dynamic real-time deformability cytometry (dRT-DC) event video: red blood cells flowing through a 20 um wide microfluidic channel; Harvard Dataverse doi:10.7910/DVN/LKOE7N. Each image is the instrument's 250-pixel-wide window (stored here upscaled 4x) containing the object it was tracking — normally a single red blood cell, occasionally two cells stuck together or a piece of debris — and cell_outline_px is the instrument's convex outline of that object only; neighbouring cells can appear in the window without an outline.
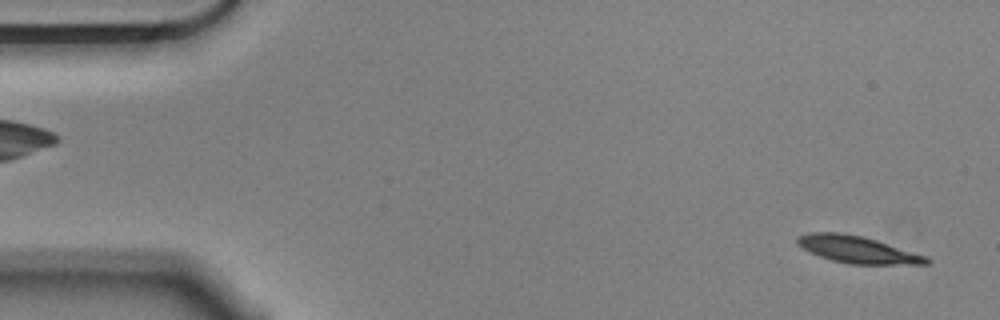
{"species": "Egyptian fruit bat (a non-hibernating species)", "species_latin": "Rousettus aegyptiacus", "temperature_condition": "cold", "stored_images_in_passage": 56, "camera_frame_rate_fps": 3000, "um_per_image_px": 0.085, "animal": {"sex": "male"}, "frame": {"image": 1, "passage_image": 2, "time_ms": 0.333, "image_size_px": [1000, 320], "cell_outline_px": [[932, 260], [928, 264], [852, 264], [832, 260], [820, 256], [796, 244], [796, 236], [808, 232], [840, 232], [864, 236], [928, 256]], "centroid_in_image_um": [72.9, 21.2], "position_along_channel_um": 12.1, "area_um2": 20.4}}
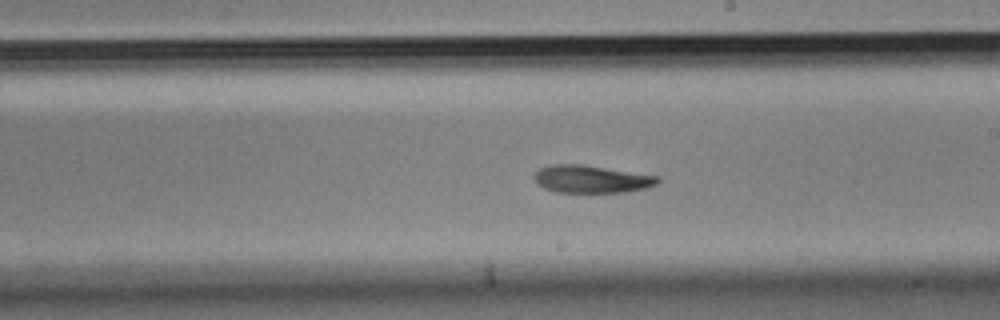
{"frame": {"image": 2, "passage_image": 31, "time_ms": 10.0, "image_size_px": [1000, 320], "cell_outline_px": [[660, 180], [656, 184], [648, 188], [624, 192], [556, 192], [544, 188], [536, 184], [532, 176], [540, 168], [552, 164], [584, 164], [660, 176]], "centroid_in_image_um": [50.26, 15.22], "position_along_channel_um": 238.7, "area_um2": 20.11}}
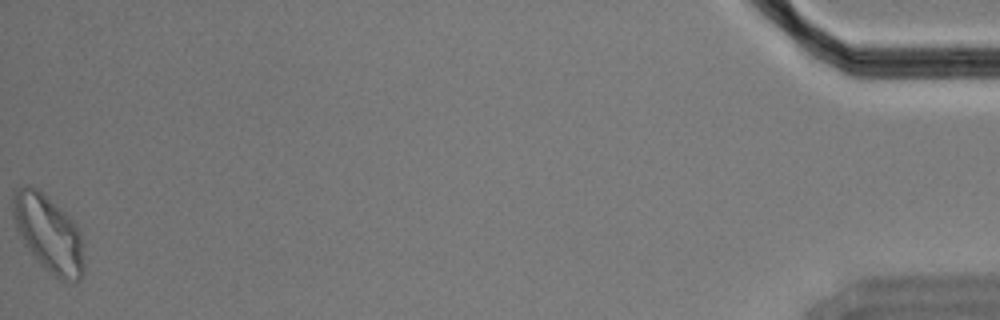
{"frame": {"image": 3, "passage_image": 56, "time_ms": 18.333, "image_size_px": [1000, 320], "cell_outline_px": [[84, 272], [80, 280], [64, 280], [56, 276], [36, 260], [28, 248], [16, 228], [12, 216], [12, 196], [24, 184], [28, 184], [36, 188], [64, 212], [76, 224], [80, 232], [84, 244]], "centroid_in_image_um": [4.14, 19.85], "position_along_channel_um": 431.1, "area_um2": 31.5}, "authors_computed_cell_mechanics": {"area_um2": 20.6635, "velocity_mm_per_s": 3.509, "shape_relaxation_time_tau1_ms": 4.1248, "shape_relaxation_time_tau2_ms": 5.0193, "deformation_change_tau1": 0.1323, "deformation_change_tau2": 0.1035}}